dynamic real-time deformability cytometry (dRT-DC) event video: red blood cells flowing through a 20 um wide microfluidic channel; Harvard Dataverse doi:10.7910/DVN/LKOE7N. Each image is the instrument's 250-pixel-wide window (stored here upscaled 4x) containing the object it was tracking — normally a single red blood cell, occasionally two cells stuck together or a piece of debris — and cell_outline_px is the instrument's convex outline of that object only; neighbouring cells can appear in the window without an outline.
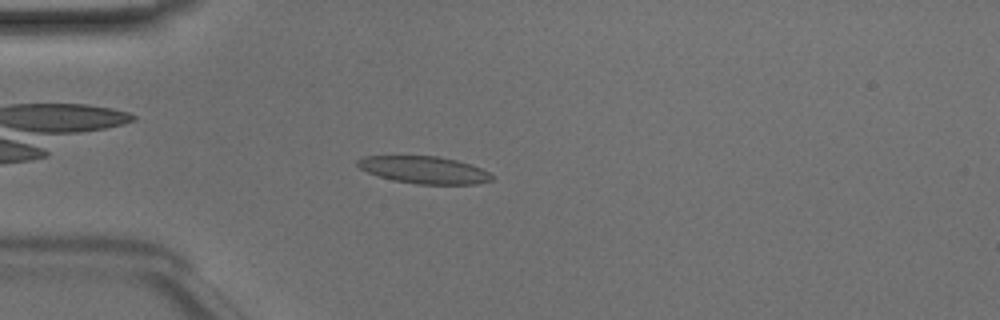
{"species": "Egyptian fruit bat (a non-hibernating species)", "species_latin": "Rousettus aegyptiacus", "temperature_condition": "room temperature", "stored_images_in_passage": 43, "camera_frame_rate_fps": 3000, "um_per_image_px": 0.085, "animal": {"sex": "male"}, "frame": {"image": 1, "passage_image": 7, "time_ms": 2.0, "image_size_px": [1000, 320], "cell_outline_px": [[492, 180], [476, 184], [416, 184], [396, 180], [380, 176], [368, 172], [360, 168], [356, 164], [356, 160], [364, 156], [436, 156], [456, 160], [480, 168], [488, 172], [492, 176]], "centroid_in_image_um": [36.03, 14.44], "position_along_channel_um": 49.0, "area_um2": 20.98}}
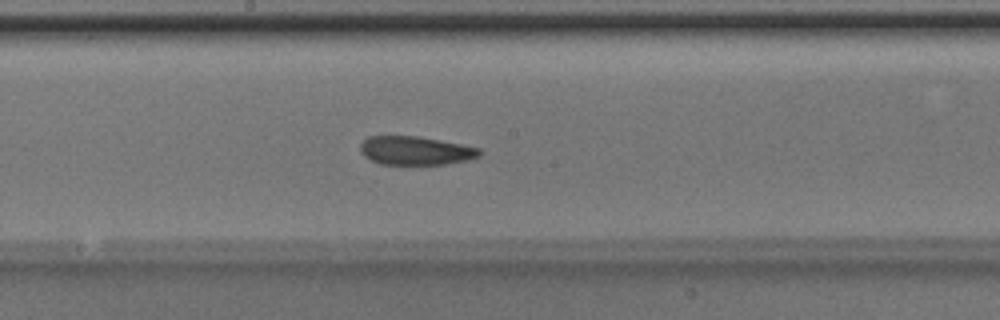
{"frame": {"image": 2, "passage_image": 20, "time_ms": 6.333, "image_size_px": [1000, 320], "cell_outline_px": [[484, 152], [480, 156], [468, 160], [444, 164], [380, 164], [364, 156], [360, 152], [360, 144], [368, 136], [416, 136], [440, 140], [480, 148]], "centroid_in_image_um": [35.33, 12.8], "position_along_channel_um": 212.9, "area_um2": 19.88}}
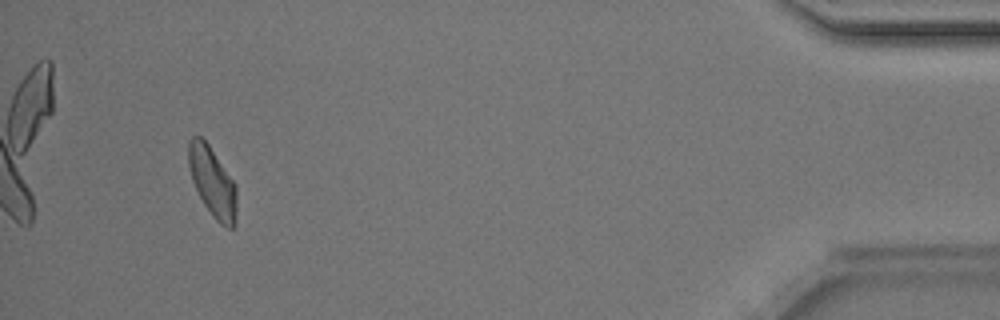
{"frame": {"image": 3, "passage_image": 40, "time_ms": 13.0, "image_size_px": [1000, 320], "cell_outline_px": [[236, 224], [232, 228], [228, 228], [220, 224], [216, 220], [204, 204], [192, 180], [188, 164], [188, 144], [192, 136], [200, 136], [208, 144], [236, 184]], "centroid_in_image_um": [18.07, 15.48], "position_along_channel_um": 417.1, "area_um2": 19.42}, "authors_computed_cell_mechanics": {"area_um2": 20.3456, "velocity_mm_per_s": 4.1037, "shape_relaxation_time_tau1_ms": null, "shape_relaxation_time_tau2_ms": 3.4885, "deformation_change_tau1": null, "deformation_change_tau2": 0.1192}}